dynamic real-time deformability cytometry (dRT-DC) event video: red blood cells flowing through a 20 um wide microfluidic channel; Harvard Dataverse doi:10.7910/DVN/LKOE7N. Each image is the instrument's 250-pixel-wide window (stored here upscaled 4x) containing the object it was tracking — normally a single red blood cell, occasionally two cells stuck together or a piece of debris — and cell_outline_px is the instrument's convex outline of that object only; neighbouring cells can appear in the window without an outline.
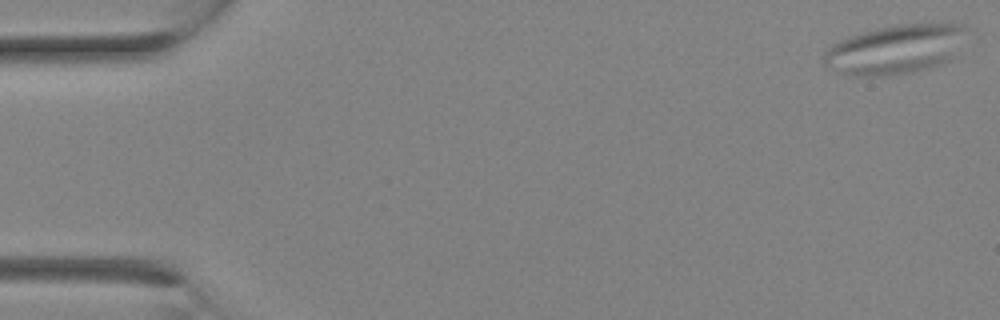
{"species": "Egyptian fruit bat (a non-hibernating species)", "species_latin": "Rousettus aegyptiacus", "temperature_condition": "room temperature", "stored_images_in_passage": 28, "camera_frame_rate_fps": 3000, "um_per_image_px": 0.085, "animal": {"sex": "female"}, "frame": {"image": 1, "passage_image": 1, "time_ms": 0.0, "image_size_px": [1000, 320], "cell_outline_px": [[968, 28], [952, 60], [944, 64], [912, 72], [880, 76], [852, 76], [828, 68], [824, 64], [820, 56], [832, 44], [840, 40], [864, 32], [880, 28], [900, 24], [968, 24]], "centroid_in_image_um": [76.1, 4.21], "position_along_channel_um": 8.9, "area_um2": 40.98}}
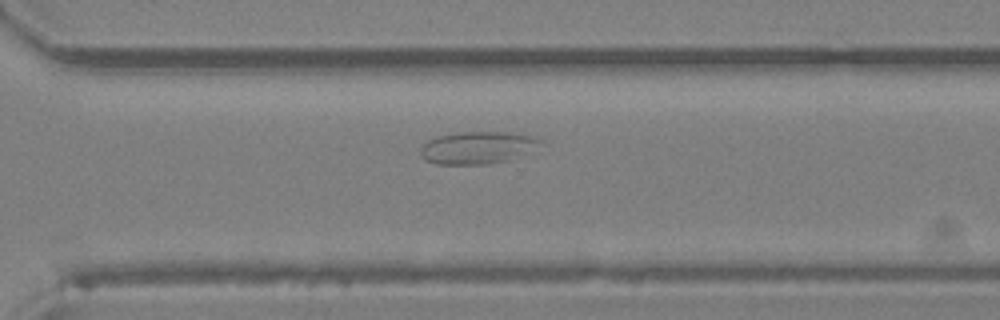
{"frame": {"image": 2, "passage_image": 20, "time_ms": 6.333, "image_size_px": [1000, 320], "cell_outline_px": [[544, 140], [508, 160], [488, 164], [436, 164], [424, 160], [420, 156], [420, 148], [428, 140], [436, 136], [460, 132], [508, 132], [536, 136]], "centroid_in_image_um": [40.48, 12.54], "position_along_channel_um": 330.1, "area_um2": 22.25}}
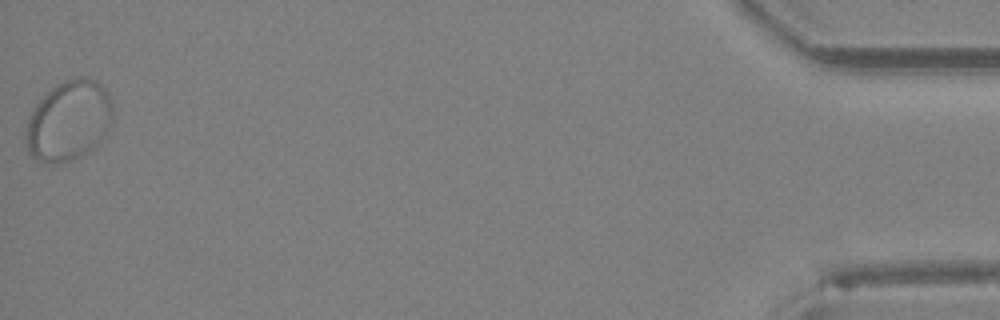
{"frame": {"image": 3, "passage_image": 28, "time_ms": 9.0, "image_size_px": [1000, 320], "cell_outline_px": [[112, 120], [104, 140], [96, 148], [72, 160], [56, 164], [40, 160], [32, 156], [28, 152], [24, 140], [24, 136], [28, 120], [32, 108], [56, 84], [72, 76], [88, 76], [96, 80], [108, 92], [112, 104]], "centroid_in_image_um": [5.86, 10.25], "position_along_channel_um": 429.3, "area_um2": 41.33}}